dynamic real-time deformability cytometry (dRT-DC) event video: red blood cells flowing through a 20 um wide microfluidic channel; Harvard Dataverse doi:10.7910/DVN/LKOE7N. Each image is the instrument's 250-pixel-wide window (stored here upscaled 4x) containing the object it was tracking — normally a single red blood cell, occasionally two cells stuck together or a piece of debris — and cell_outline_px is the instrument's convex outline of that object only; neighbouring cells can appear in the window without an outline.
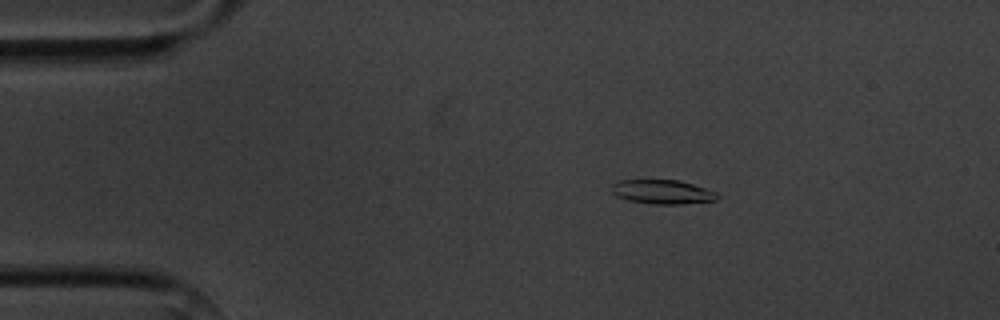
{"species": "common noctule bat (a hibernating species)", "species_latin": "Nyctalus noctula", "temperature_condition": "cold", "stored_images_in_passage": 4, "camera_frame_rate_fps": 3000, "um_per_image_px": 0.085, "animal": {"sex": "male", "body_mass_g": 20.1, "forearm_length_mm": 53.5}, "frame": {"image": 1, "passage_image": 2, "time_ms": 1.333, "image_size_px": [1000, 320], "cell_outline_px": [[720, 196], [716, 200], [680, 204], [652, 204], [628, 200], [616, 196], [612, 192], [612, 184], [620, 180], [680, 180], [716, 192]], "centroid_in_image_um": [56.3, 16.31], "position_along_channel_um": 28.7, "area_um2": 14.8}}